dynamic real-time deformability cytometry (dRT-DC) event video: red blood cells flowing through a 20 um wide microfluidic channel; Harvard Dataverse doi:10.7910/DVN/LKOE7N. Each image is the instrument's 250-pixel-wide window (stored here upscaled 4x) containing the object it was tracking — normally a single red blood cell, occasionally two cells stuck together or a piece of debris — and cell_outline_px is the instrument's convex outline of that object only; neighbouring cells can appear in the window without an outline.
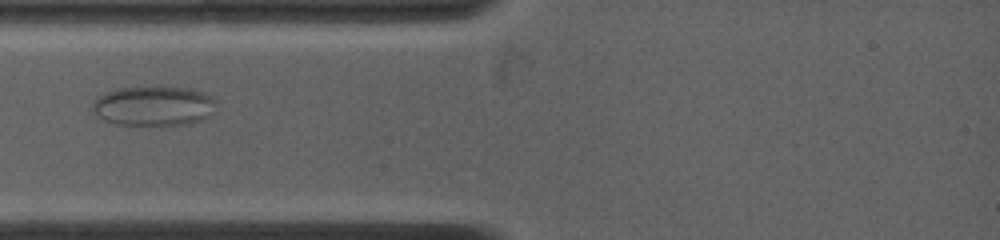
{"species": "common noctule bat (a hibernating species)", "species_latin": "Nyctalus noctula", "temperature_condition": "warm", "stored_images_in_passage": 42, "camera_frame_rate_fps": 4500, "um_per_image_px": 0.085, "animal": {"sex": "female", "body_mass_g": 19.0, "forearm_length_mm": 53.3}, "frame": {"image": 1, "passage_image": 9, "time_ms": 2.667, "image_size_px": [1000, 240], "cell_outline_px": [[212, 112], [208, 116], [200, 120], [188, 124], [116, 124], [104, 120], [96, 116], [92, 108], [92, 104], [96, 96], [104, 92], [116, 88], [188, 88], [204, 92], [212, 100]], "centroid_in_image_um": [12.96, 9.01], "position_along_channel_um": 72.0, "area_um2": 27.98}}
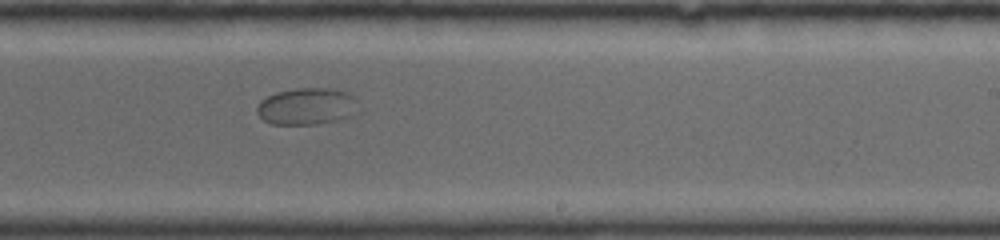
{"frame": {"image": 2, "passage_image": 24, "time_ms": 7.778, "image_size_px": [1000, 240], "cell_outline_px": [[352, 112], [348, 116], [336, 120], [316, 124], [272, 124], [264, 120], [256, 112], [256, 108], [260, 100], [276, 92], [296, 88], [328, 88], [348, 92], [352, 96]], "centroid_in_image_um": [25.95, 9.03], "position_along_channel_um": 263.0, "area_um2": 21.15}}
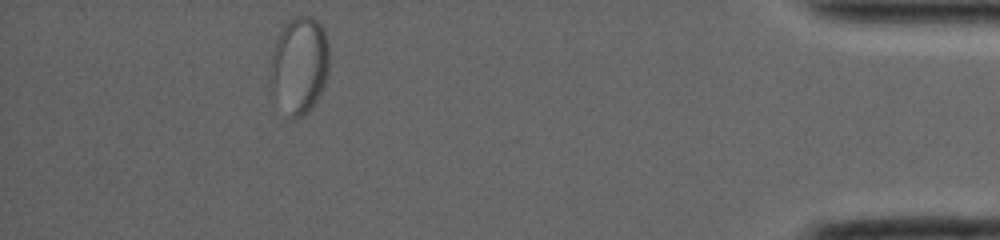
{"frame": {"image": 3, "passage_image": 42, "time_ms": 13.556, "image_size_px": [1000, 240], "cell_outline_px": [[328, 76], [316, 100], [308, 112], [304, 116], [292, 116], [268, 80], [268, 68], [272, 52], [276, 40], [284, 24], [288, 20], [296, 16], [312, 16], [324, 28], [328, 40]], "centroid_in_image_um": [25.46, 5.43], "position_along_channel_um": 409.7, "area_um2": 32.77}, "authors_computed_cell_mechanics": {"area_um2": 26.5013, "velocity_mm_per_s": 3.7437, "shape_relaxation_time_tau1_ms": 6.3827, "shape_relaxation_time_tau2_ms": null, "deformation_change_tau1": 0.0558, "deformation_change_tau2": null}}